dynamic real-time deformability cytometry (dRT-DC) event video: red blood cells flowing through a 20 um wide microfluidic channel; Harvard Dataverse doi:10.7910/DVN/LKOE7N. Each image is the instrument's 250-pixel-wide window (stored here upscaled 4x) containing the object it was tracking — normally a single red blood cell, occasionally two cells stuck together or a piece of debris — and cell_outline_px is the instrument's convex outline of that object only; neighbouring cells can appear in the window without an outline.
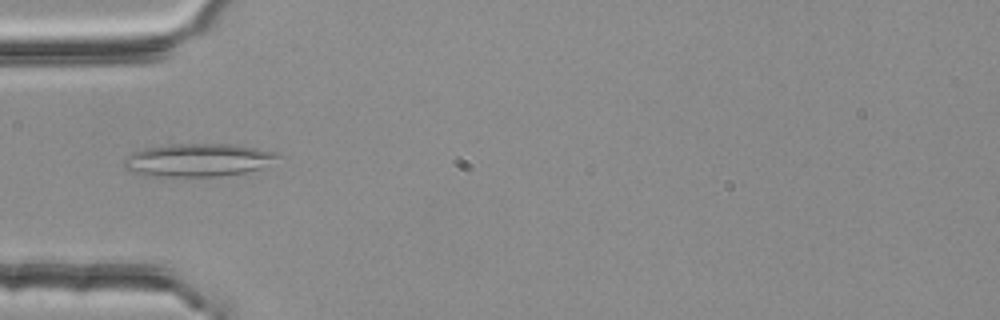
{"species": "common noctule bat (a hibernating species)", "species_latin": "Nyctalus noctula", "temperature_condition": "room temperature", "stored_images_in_passage": 2, "camera_frame_rate_fps": 3000, "um_per_image_px": 0.085, "animal": {"sex": "female", "body_mass_g": 25.1}, "frame": {"image": 1, "passage_image": 1, "time_ms": 0.0, "image_size_px": [1000, 320], "cell_outline_px": [[284, 156], [260, 168], [244, 172], [216, 176], [148, 176], [128, 172], [124, 168], [124, 160], [132, 152], [144, 148], [172, 144], [236, 144], [276, 152]], "centroid_in_image_um": [16.81, 13.6], "position_along_channel_um": 68.2, "area_um2": 29.65}}